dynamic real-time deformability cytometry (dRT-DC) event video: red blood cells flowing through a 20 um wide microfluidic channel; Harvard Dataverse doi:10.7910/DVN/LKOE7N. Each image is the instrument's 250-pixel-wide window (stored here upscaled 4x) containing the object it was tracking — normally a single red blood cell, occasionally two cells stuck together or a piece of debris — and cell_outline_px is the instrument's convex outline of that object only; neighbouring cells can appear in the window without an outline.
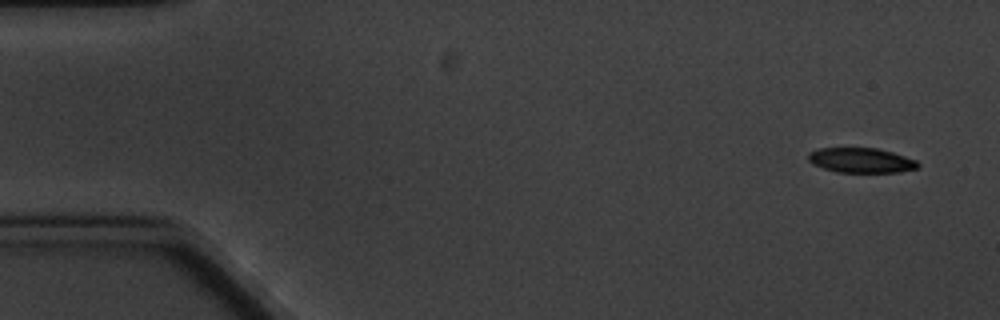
{"species": "common noctule bat (a hibernating species)", "species_latin": "Nyctalus noctula", "temperature_condition": "cold", "stored_images_in_passage": 5, "camera_frame_rate_fps": 3000, "um_per_image_px": 0.085, "animal": {"sex": "male", "body_mass_g": 20.1, "forearm_length_mm": 53.5}, "frame": {"image": 1, "passage_image": 1, "time_ms": 0.0, "image_size_px": [1000, 320], "cell_outline_px": [[920, 164], [916, 168], [900, 172], [836, 172], [812, 164], [808, 160], [808, 152], [816, 148], [876, 148], [892, 152], [916, 160]], "centroid_in_image_um": [73.16, 13.62], "position_along_channel_um": 11.8, "area_um2": 15.9}}
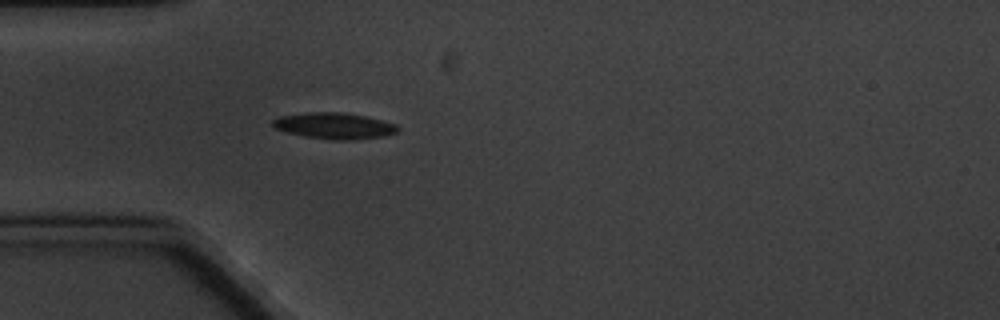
{"frame": {"image": 2, "passage_image": 5, "time_ms": 4.667, "image_size_px": [1000, 320], "cell_outline_px": [[400, 128], [396, 132], [384, 136], [352, 140], [332, 140], [304, 136], [288, 132], [276, 128], [272, 124], [272, 120], [280, 116], [304, 112], [340, 112], [364, 116], [396, 124]], "centroid_in_image_um": [28.4, 10.69], "position_along_channel_um": 56.6, "area_um2": 18.96}}